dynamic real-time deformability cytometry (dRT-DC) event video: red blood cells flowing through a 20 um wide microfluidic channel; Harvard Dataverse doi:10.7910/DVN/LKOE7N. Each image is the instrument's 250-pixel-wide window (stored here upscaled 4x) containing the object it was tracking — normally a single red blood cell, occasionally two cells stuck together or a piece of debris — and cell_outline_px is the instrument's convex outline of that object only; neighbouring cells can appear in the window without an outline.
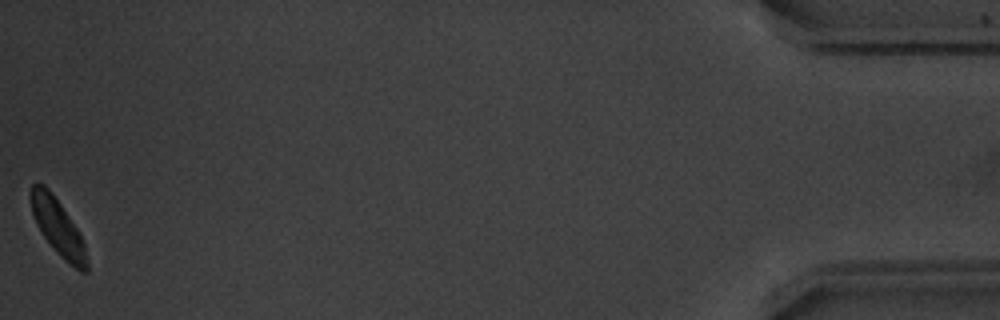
{"species": "common noctule bat (a hibernating species)", "species_latin": "Nyctalus noctula", "temperature_condition": "warm", "stored_images_in_passage": 52, "camera_frame_rate_fps": 3000, "um_per_image_px": 0.085, "animal": {"sex": "male", "body_mass_g": 20.1, "forearm_length_mm": 53.5}, "frame": {"image": 1, "passage_image": 52, "time_ms": 17.0, "image_size_px": [1000, 320], "cell_outline_px": [[88, 272], [80, 272], [64, 260], [60, 256], [44, 236], [36, 224], [32, 212], [28, 196], [28, 192], [32, 184], [44, 184], [52, 192], [80, 232], [84, 244], [88, 264]], "centroid_in_image_um": [4.91, 19.29], "position_along_channel_um": 430.3, "area_um2": 18.5}, "authors_computed_cell_mechanics": {"area_um2": 19.7965, "velocity_mm_per_s": 3.7528, "shape_relaxation_time_tau1_ms": 4.0825, "shape_relaxation_time_tau2_ms": 2.6505, "deformation_change_tau1": 0.1714, "deformation_change_tau2": 0.0674}}